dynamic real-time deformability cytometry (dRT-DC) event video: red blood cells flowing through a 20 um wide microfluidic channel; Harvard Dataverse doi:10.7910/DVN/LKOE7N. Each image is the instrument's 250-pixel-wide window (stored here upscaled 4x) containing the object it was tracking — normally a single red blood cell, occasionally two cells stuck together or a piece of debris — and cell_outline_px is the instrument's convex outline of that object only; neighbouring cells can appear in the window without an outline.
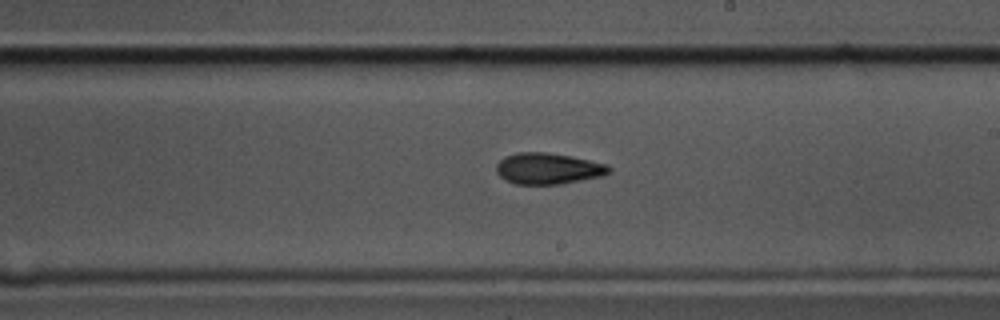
{"species": "common noctule bat (a hibernating species)", "species_latin": "Nyctalus noctula", "temperature_condition": "cold", "stored_images_in_passage": 36, "camera_frame_rate_fps": 3000, "um_per_image_px": 0.085, "animal": {"sex": "male", "body_mass_g": 17.5, "forearm_length_mm": 52.3}, "frame": {"image": 1, "passage_image": 16, "time_ms": 5.0, "image_size_px": [1000, 320], "cell_outline_px": [[612, 172], [600, 176], [560, 184], [516, 184], [504, 180], [496, 172], [496, 164], [504, 156], [516, 152], [544, 152], [572, 156], [608, 164], [612, 168]], "centroid_in_image_um": [46.58, 14.32], "position_along_channel_um": 242.4, "area_um2": 20.63}}
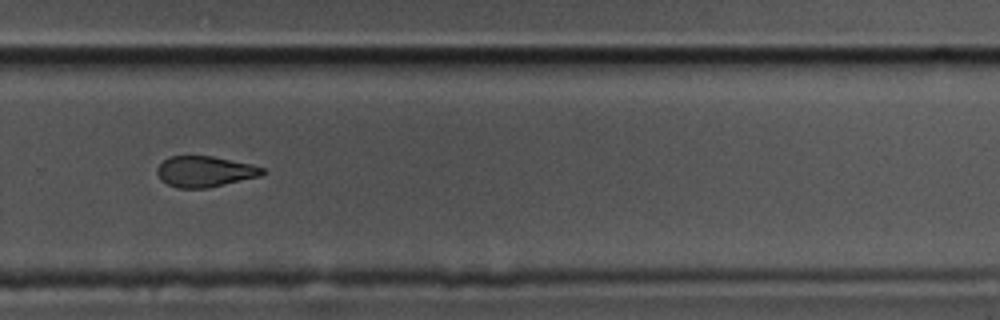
{"frame": {"image": 2, "passage_image": 22, "time_ms": 7.0, "image_size_px": [1000, 320], "cell_outline_px": [[268, 172], [260, 176], [208, 188], [176, 188], [160, 180], [156, 172], [156, 168], [168, 156], [212, 156], [252, 164], [264, 168]], "centroid_in_image_um": [17.41, 14.58], "position_along_channel_um": 312.4, "area_um2": 19.07}}
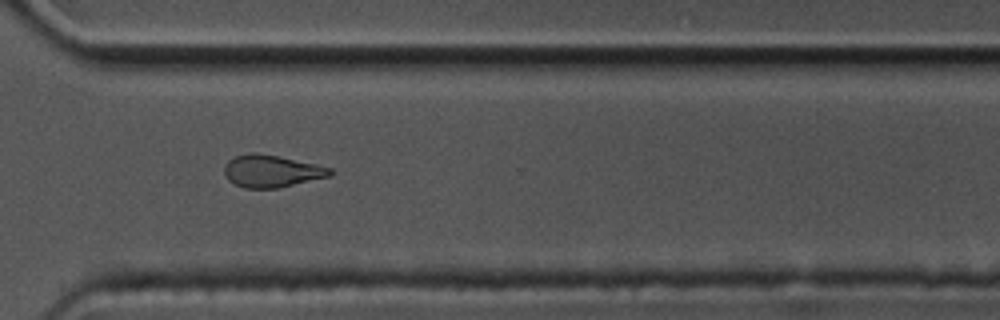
{"frame": {"image": 3, "passage_image": 25, "time_ms": 8.0, "image_size_px": [1000, 320], "cell_outline_px": [[332, 176], [280, 188], [244, 188], [228, 180], [224, 172], [224, 164], [228, 160], [236, 156], [248, 152], [256, 152], [316, 164], [332, 168]], "centroid_in_image_um": [23.09, 14.55], "position_along_channel_um": 347.5, "area_um2": 20.0}, "authors_computed_cell_mechanics": {"area_um2": 20.6635, "velocity_mm_per_s": 3.497, "shape_relaxation_time_tau1_ms": 5.2337, "shape_relaxation_time_tau2_ms": 5.1733, "deformation_change_tau1": 0.1243, "deformation_change_tau2": 0.1278}}